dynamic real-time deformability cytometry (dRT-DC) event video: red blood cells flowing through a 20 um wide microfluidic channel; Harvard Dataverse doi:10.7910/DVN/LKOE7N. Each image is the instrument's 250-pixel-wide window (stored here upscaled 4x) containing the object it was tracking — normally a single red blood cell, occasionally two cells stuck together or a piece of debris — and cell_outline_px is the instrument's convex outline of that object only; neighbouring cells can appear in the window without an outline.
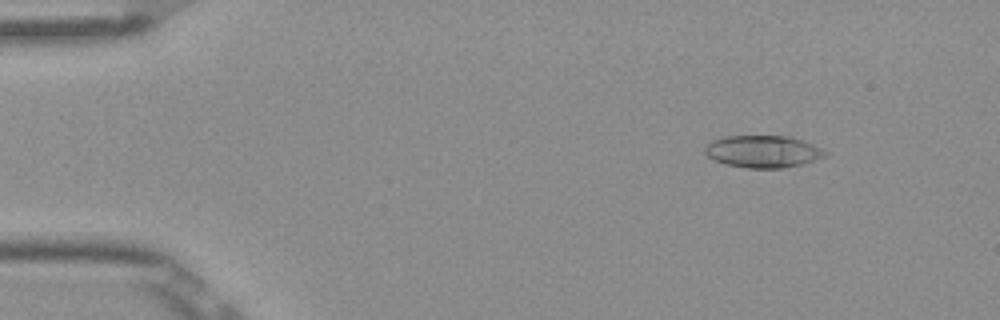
{"species": "Egyptian fruit bat (a non-hibernating species)", "species_latin": "Rousettus aegyptiacus", "temperature_condition": "room temperature", "stored_images_in_passage": 53, "camera_frame_rate_fps": 3000, "um_per_image_px": 0.085, "frame": {"image": 1, "passage_image": 7, "time_ms": 2.0, "image_size_px": [1000, 320], "cell_outline_px": [[828, 156], [804, 164], [780, 168], [744, 168], [724, 164], [708, 156], [704, 152], [704, 148], [712, 140], [724, 136], [788, 136], [812, 144], [828, 152]], "centroid_in_image_um": [64.86, 12.89], "position_along_channel_um": 20.1, "area_um2": 22.6}}
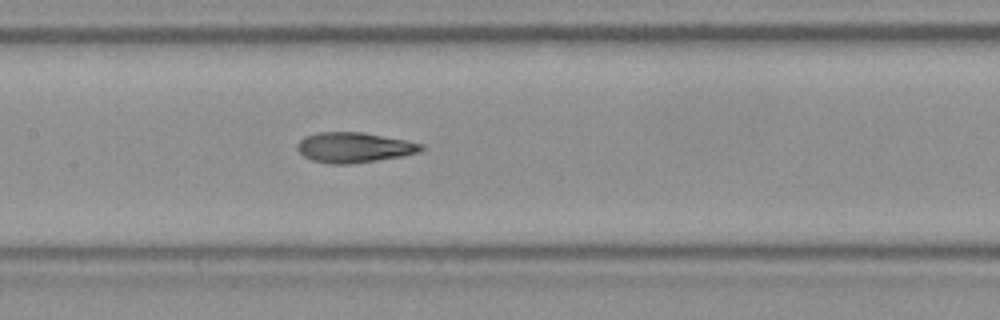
{"frame": {"image": 2, "passage_image": 26, "time_ms": 8.333, "image_size_px": [1000, 320], "cell_outline_px": [[424, 148], [420, 152], [400, 156], [352, 164], [328, 164], [312, 160], [304, 156], [296, 148], [296, 144], [304, 136], [316, 132], [360, 132], [404, 140], [424, 144]], "centroid_in_image_um": [30.05, 12.53], "position_along_channel_um": 177.4, "area_um2": 21.73}}
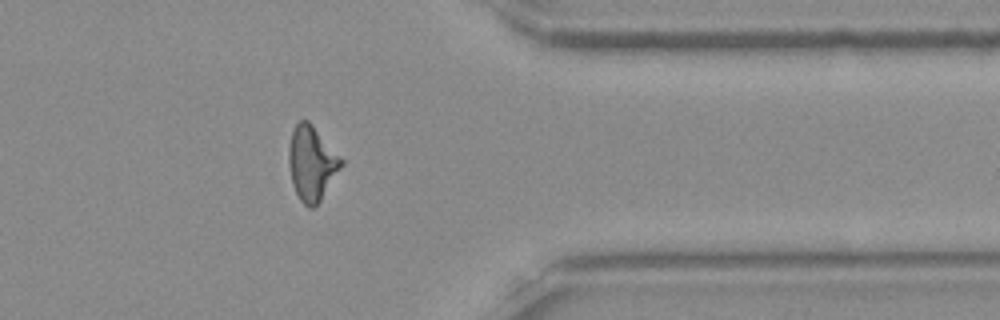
{"frame": {"image": 3, "passage_image": 43, "time_ms": 14.0, "image_size_px": [1000, 320], "cell_outline_px": [[344, 164], [320, 200], [312, 208], [308, 208], [300, 200], [292, 184], [288, 164], [288, 148], [292, 128], [300, 120], [308, 120], [312, 124], [344, 160]], "centroid_in_image_um": [26.48, 13.85], "position_along_channel_um": 384.9, "area_um2": 22.83}, "authors_computed_cell_mechanics": {"area_um2": 21.964, "velocity_mm_per_s": 3.8978, "shape_relaxation_time_tau1_ms": 5.5156, "shape_relaxation_time_tau2_ms": 1.4926, "deformation_change_tau1": 0.1878, "deformation_change_tau2": 0.085}}